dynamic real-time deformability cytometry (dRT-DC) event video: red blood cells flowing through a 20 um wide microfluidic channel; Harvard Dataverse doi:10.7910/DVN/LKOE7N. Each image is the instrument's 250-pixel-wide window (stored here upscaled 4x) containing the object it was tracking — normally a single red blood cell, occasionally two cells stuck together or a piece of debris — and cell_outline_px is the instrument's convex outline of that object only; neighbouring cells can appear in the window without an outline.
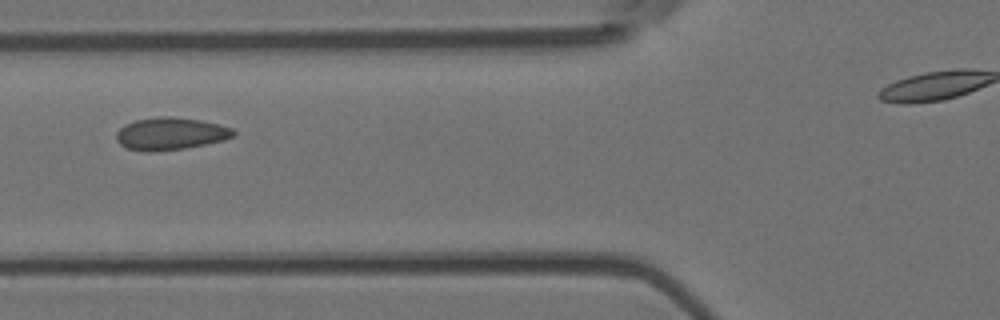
{"species": "Egyptian fruit bat (a non-hibernating species)", "species_latin": "Rousettus aegyptiacus", "temperature_condition": "room temperature", "stored_images_in_passage": 6, "camera_frame_rate_fps": 3000, "um_per_image_px": 0.085, "animal": {"sex": "female"}, "frame": {"image": 1, "passage_image": 3, "time_ms": 0.667, "image_size_px": [1000, 320], "cell_outline_px": [[236, 136], [224, 140], [184, 148], [156, 152], [144, 152], [128, 148], [120, 144], [116, 140], [116, 132], [124, 124], [136, 120], [160, 116], [172, 116], [200, 120], [232, 128], [236, 132]], "centroid_in_image_um": [14.47, 11.37], "position_along_channel_um": 111.3, "area_um2": 22.2}}
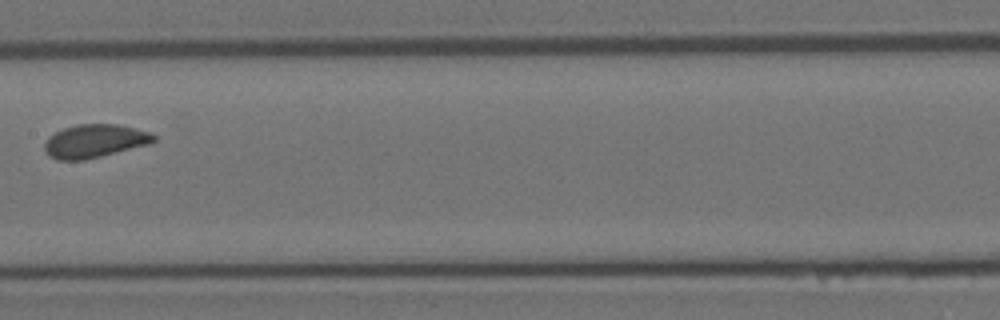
{"frame": {"image": 2, "passage_image": 5, "time_ms": 1.333, "image_size_px": [1000, 320], "cell_outline_px": [[156, 140], [148, 144], [84, 160], [56, 160], [48, 156], [44, 148], [44, 144], [48, 136], [64, 128], [76, 124], [116, 124], [148, 132], [156, 136]], "centroid_in_image_um": [7.99, 11.99], "position_along_channel_um": 199.4, "area_um2": 20.98}}
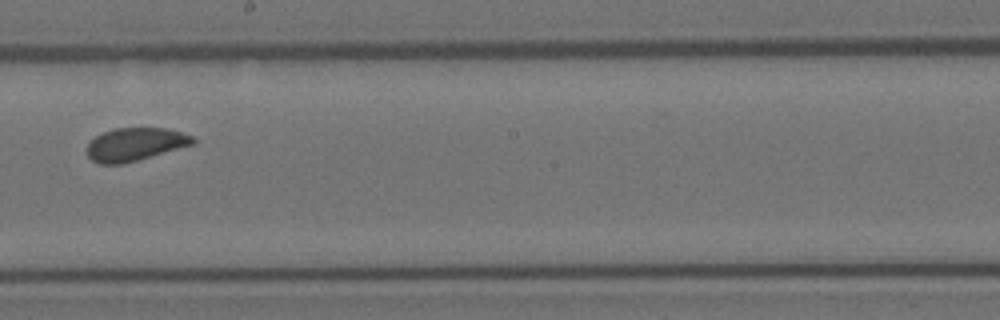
{"frame": {"image": 3, "passage_image": 6, "time_ms": 1.667, "image_size_px": [1000, 320], "cell_outline_px": [[196, 144], [124, 164], [100, 164], [92, 160], [88, 156], [88, 144], [96, 136], [104, 132], [116, 128], [168, 128], [192, 136], [196, 140]], "centroid_in_image_um": [11.53, 12.27], "position_along_channel_um": 236.7, "area_um2": 20.4}}